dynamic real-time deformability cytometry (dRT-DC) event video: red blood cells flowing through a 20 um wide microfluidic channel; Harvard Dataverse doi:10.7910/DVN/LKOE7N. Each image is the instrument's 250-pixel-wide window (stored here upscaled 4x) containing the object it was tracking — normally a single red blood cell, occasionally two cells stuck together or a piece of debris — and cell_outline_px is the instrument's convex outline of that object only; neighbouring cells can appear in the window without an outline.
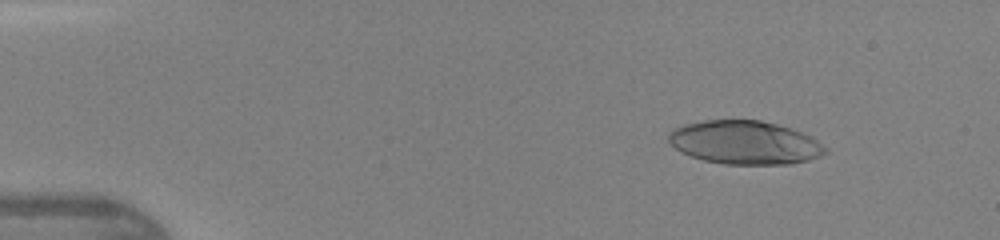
{"species": "human", "species_latin": "Homo sapiens", "temperature_condition": "warm", "stored_images_in_passage": 46, "camera_frame_rate_fps": 3000, "um_per_image_px": 0.085, "donor": {"sex": "female"}, "frame": {"image": 1, "passage_image": 5, "time_ms": 1.333, "image_size_px": [1000, 240], "cell_outline_px": [[828, 152], [820, 156], [808, 160], [792, 164], [724, 164], [704, 160], [680, 152], [668, 140], [668, 132], [684, 124], [704, 120], [760, 120], [792, 128], [812, 136], [828, 148]], "centroid_in_image_um": [63.34, 12.11], "position_along_channel_um": 21.7, "area_um2": 39.88}}
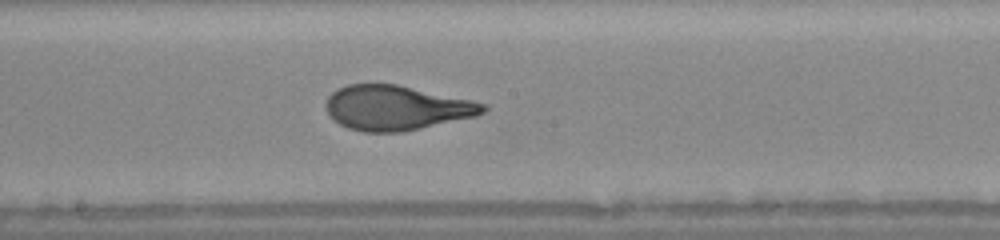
{"frame": {"image": 2, "passage_image": 25, "time_ms": 8.0, "image_size_px": [1000, 240], "cell_outline_px": [[488, 108], [484, 112], [476, 116], [420, 128], [400, 132], [364, 132], [348, 128], [340, 124], [328, 112], [328, 96], [336, 88], [348, 84], [396, 84], [472, 100], [488, 104]], "centroid_in_image_um": [33.72, 9.16], "position_along_channel_um": 214.5, "area_um2": 40.58}}
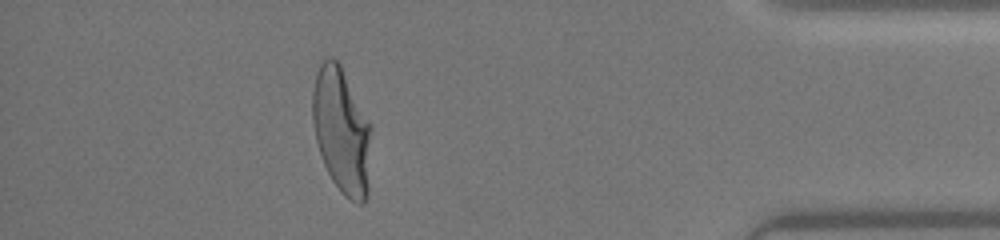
{"frame": {"image": 3, "passage_image": 41, "time_ms": 13.333, "image_size_px": [1000, 240], "cell_outline_px": [[372, 128], [368, 196], [364, 204], [356, 204], [344, 196], [340, 192], [332, 180], [324, 164], [316, 140], [312, 120], [312, 92], [316, 72], [320, 64], [328, 56], [332, 56], [340, 64], [372, 124]], "centroid_in_image_um": [29.06, 11.13], "position_along_channel_um": 406.1, "area_um2": 43.81}, "authors_computed_cell_mechanics": {"area_um2": 41.0958, "velocity_mm_per_s": 4.3303, "shape_relaxation_time_tau1_ms": 4.0919, "shape_relaxation_time_tau2_ms": null, "deformation_change_tau1": 0.2361, "deformation_change_tau2": null}}